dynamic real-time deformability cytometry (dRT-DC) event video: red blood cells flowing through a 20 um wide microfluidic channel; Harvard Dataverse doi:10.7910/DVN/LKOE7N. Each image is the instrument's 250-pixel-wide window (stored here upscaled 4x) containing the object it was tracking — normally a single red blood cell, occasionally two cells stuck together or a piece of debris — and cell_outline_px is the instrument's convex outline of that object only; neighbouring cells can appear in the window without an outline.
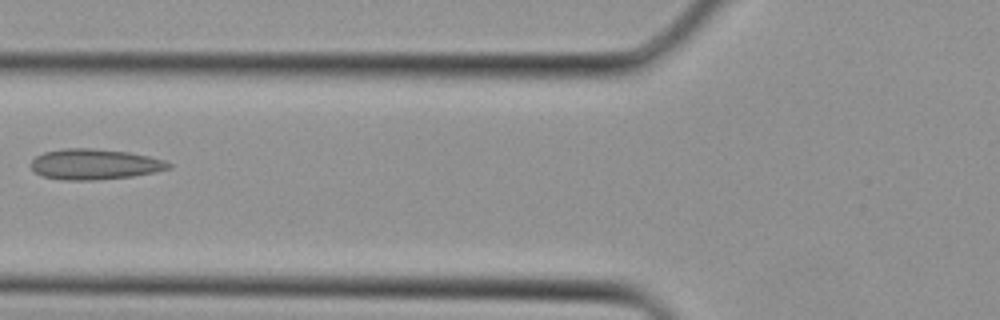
{"species": "Egyptian fruit bat (a non-hibernating species)", "species_latin": "Rousettus aegyptiacus", "temperature_condition": "cold", "stored_images_in_passage": 4, "camera_frame_rate_fps": 3000, "um_per_image_px": 0.085, "animal": {"sex": "female"}, "frame": {"image": 1, "passage_image": 4, "time_ms": 1.0, "image_size_px": [1000, 320], "cell_outline_px": [[172, 168], [156, 172], [132, 176], [96, 180], [64, 180], [44, 176], [36, 172], [32, 168], [32, 160], [36, 156], [44, 152], [64, 148], [92, 148], [128, 152], [148, 156], [164, 160], [172, 164]], "centroid_in_image_um": [8.08, 13.96], "position_along_channel_um": 117.7, "area_um2": 24.45}}